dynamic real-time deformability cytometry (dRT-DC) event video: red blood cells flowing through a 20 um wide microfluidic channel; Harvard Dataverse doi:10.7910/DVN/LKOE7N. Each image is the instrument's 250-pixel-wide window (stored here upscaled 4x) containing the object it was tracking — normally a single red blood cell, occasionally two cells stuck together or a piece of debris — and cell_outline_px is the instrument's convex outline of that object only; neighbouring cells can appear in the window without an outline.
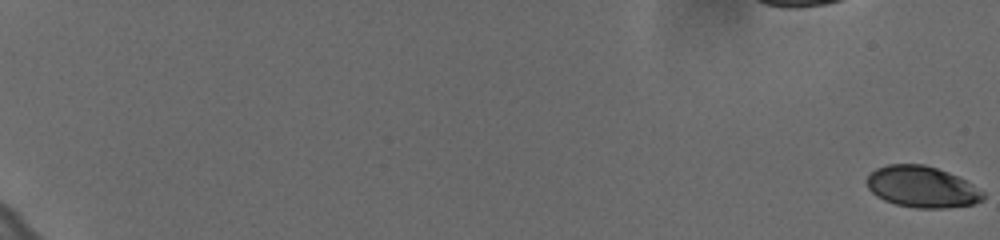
{"species": "human", "species_latin": "Homo sapiens", "temperature_condition": "cold", "stored_images_in_passage": 63, "camera_frame_rate_fps": 3000, "um_per_image_px": 0.085, "donor": {"sex": "female"}, "frame": {"image": 1, "passage_image": 1, "time_ms": 0.0, "image_size_px": [1000, 240], "cell_outline_px": [[984, 200], [972, 204], [944, 208], [916, 208], [896, 204], [884, 200], [876, 196], [868, 188], [864, 180], [876, 168], [888, 164], [924, 164], [948, 172], [972, 184], [984, 192]], "centroid_in_image_um": [78.34, 15.88], "position_along_channel_um": 6.7, "area_um2": 27.98}}
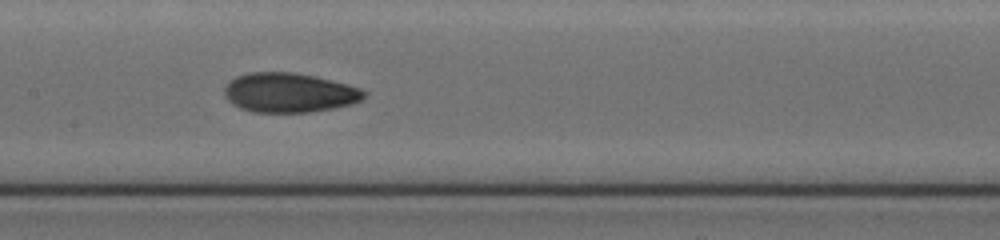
{"frame": {"image": 2, "passage_image": 36, "time_ms": 11.667, "image_size_px": [1000, 240], "cell_outline_px": [[368, 92], [364, 100], [352, 104], [336, 108], [308, 112], [252, 112], [240, 108], [232, 104], [224, 96], [224, 88], [236, 76], [248, 72], [292, 72], [312, 76], [348, 84], [360, 88]], "centroid_in_image_um": [24.61, 7.88], "position_along_channel_um": 182.8, "area_um2": 32.31}}
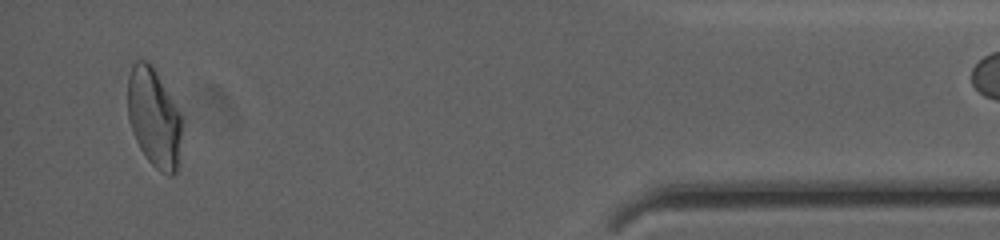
{"frame": {"image": 3, "passage_image": 60, "time_ms": 19.667, "image_size_px": [1000, 240], "cell_outline_px": [[184, 120], [176, 172], [172, 176], [168, 176], [160, 172], [148, 160], [140, 148], [132, 132], [128, 120], [128, 76], [132, 64], [136, 60], [144, 60], [152, 64], [180, 112]], "centroid_in_image_um": [13.1, 10.0], "position_along_channel_um": 422.1, "area_um2": 31.62}, "authors_computed_cell_mechanics": {"area_um2": 30.8074, "velocity_mm_per_s": 3.638, "shape_relaxation_time_tau1_ms": 7.2517, "shape_relaxation_time_tau2_ms": 1.5671, "deformation_change_tau1": 0.1855, "deformation_change_tau2": 0.0621}}